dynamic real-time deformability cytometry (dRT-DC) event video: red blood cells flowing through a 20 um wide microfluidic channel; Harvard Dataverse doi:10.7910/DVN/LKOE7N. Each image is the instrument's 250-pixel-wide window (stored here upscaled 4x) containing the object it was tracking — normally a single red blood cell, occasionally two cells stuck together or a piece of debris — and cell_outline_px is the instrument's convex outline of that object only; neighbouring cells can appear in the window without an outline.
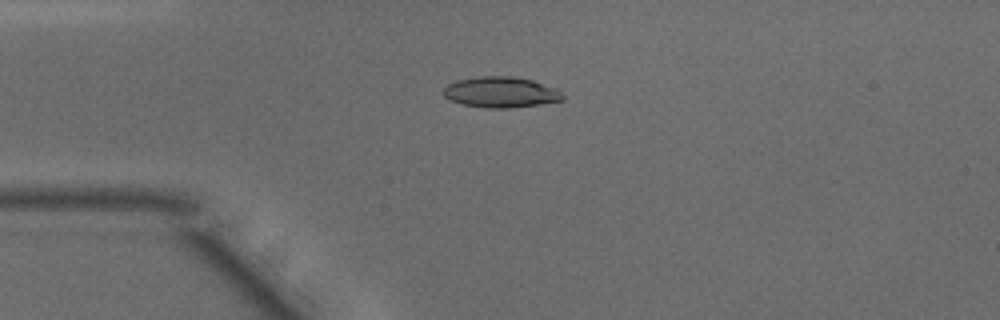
{"species": "common noctule bat (a hibernating species)", "species_latin": "Nyctalus noctula", "temperature_condition": "warm", "stored_images_in_passage": 34, "camera_frame_rate_fps": 3000, "um_per_image_px": 0.085, "animal": {"sex": "male", "body_mass_g": 15.6}, "frame": {"image": 1, "passage_image": 4, "time_ms": 1.0, "image_size_px": [1000, 320], "cell_outline_px": [[564, 100], [540, 104], [508, 108], [484, 108], [464, 104], [452, 100], [444, 96], [444, 88], [448, 84], [456, 80], [480, 76], [512, 76], [532, 80], [556, 88], [564, 96]], "centroid_in_image_um": [42.58, 7.83], "position_along_channel_um": 42.4, "area_um2": 21.27}}
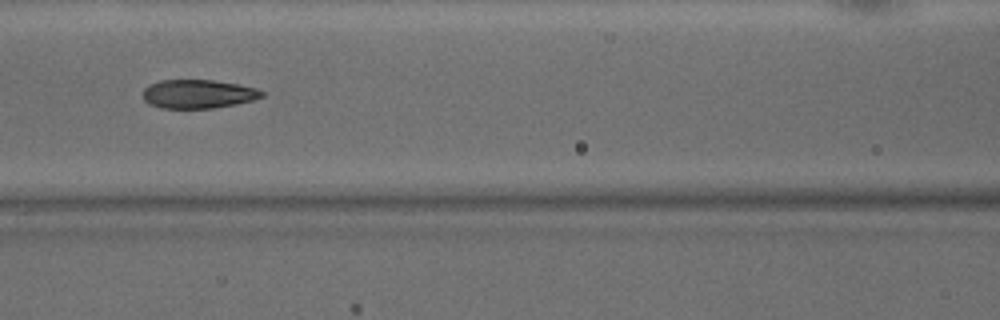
{"frame": {"image": 2, "passage_image": 13, "time_ms": 4.0, "image_size_px": [1000, 320], "cell_outline_px": [[264, 96], [252, 100], [236, 104], [212, 108], [164, 108], [148, 104], [144, 100], [144, 88], [148, 84], [160, 80], [212, 80], [240, 84], [256, 88], [264, 92]], "centroid_in_image_um": [16.84, 7.98], "position_along_channel_um": 149.8, "area_um2": 19.94}}
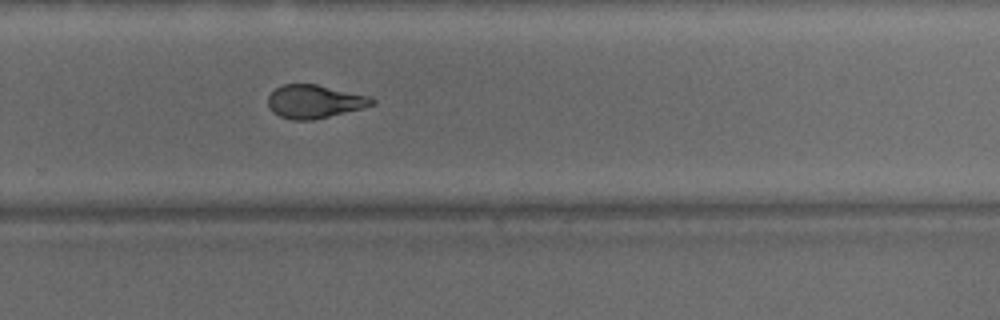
{"frame": {"image": 3, "passage_image": 24, "time_ms": 7.667, "image_size_px": [1000, 320], "cell_outline_px": [[376, 104], [364, 108], [312, 120], [292, 120], [280, 116], [272, 112], [268, 104], [268, 96], [280, 84], [316, 84], [368, 96], [376, 100]], "centroid_in_image_um": [26.73, 8.63], "position_along_channel_um": 303.1, "area_um2": 20.17}, "authors_computed_cell_mechanics": {"area_um2": 20.9814, "velocity_mm_per_s": 4.1926, "shape_relaxation_time_tau1_ms": 6.0528, "shape_relaxation_time_tau2_ms": 1.2867, "deformation_change_tau1": 0.1946, "deformation_change_tau2": 0.0763}}